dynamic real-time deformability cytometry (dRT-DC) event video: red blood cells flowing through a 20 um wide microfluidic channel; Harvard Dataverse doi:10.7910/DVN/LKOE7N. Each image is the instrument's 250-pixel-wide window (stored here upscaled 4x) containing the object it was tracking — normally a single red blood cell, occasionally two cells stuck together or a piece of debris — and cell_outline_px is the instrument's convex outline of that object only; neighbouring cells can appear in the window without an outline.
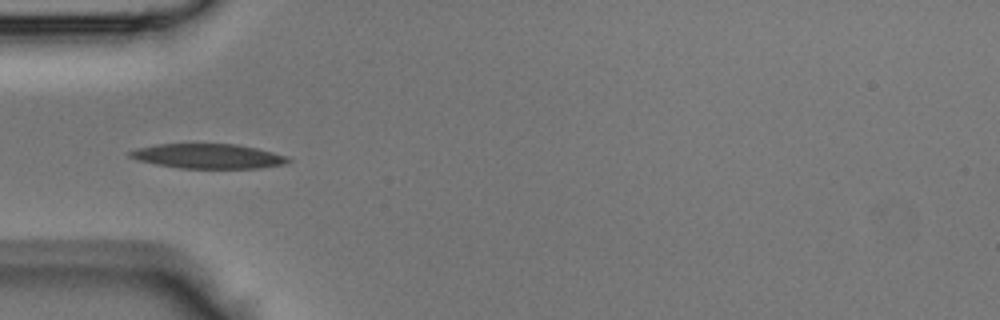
{"species": "Egyptian fruit bat (a non-hibernating species)", "species_latin": "Rousettus aegyptiacus", "temperature_condition": "room temperature", "stored_images_in_passage": 31, "camera_frame_rate_fps": 3000, "um_per_image_px": 0.085, "animal": {"sex": "male"}, "frame": {"image": 1, "passage_image": 1, "time_ms": 0.0, "image_size_px": [1000, 320], "cell_outline_px": [[292, 160], [284, 164], [260, 168], [180, 168], [156, 164], [136, 160], [128, 156], [128, 152], [136, 148], [156, 144], [236, 144], [256, 148], [288, 156]], "centroid_in_image_um": [17.67, 13.27], "position_along_channel_um": 67.3, "area_um2": 22.77}}
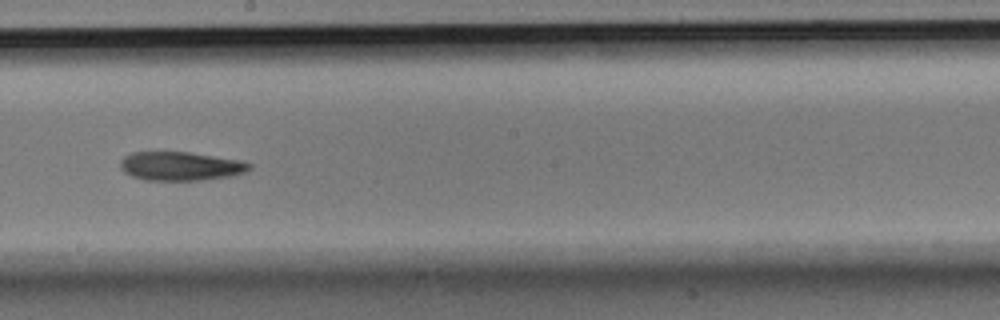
{"frame": {"image": 2, "passage_image": 12, "time_ms": 3.667, "image_size_px": [1000, 320], "cell_outline_px": [[252, 168], [236, 176], [204, 180], [144, 180], [132, 176], [124, 172], [120, 168], [120, 160], [124, 156], [132, 152], [188, 152], [240, 160], [252, 164]], "centroid_in_image_um": [15.36, 14.13], "position_along_channel_um": 232.8, "area_um2": 21.85}}
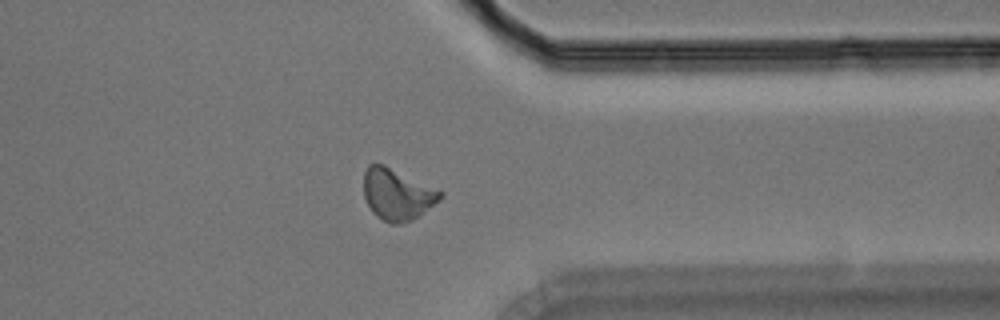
{"frame": {"image": 3, "passage_image": 22, "time_ms": 7.0, "image_size_px": [1000, 320], "cell_outline_px": [[444, 196], [440, 200], [420, 216], [412, 220], [400, 224], [392, 224], [376, 216], [372, 212], [364, 196], [364, 172], [368, 164], [384, 164], [444, 192]], "centroid_in_image_um": [33.77, 16.53], "position_along_channel_um": 377.6, "area_um2": 23.0}}